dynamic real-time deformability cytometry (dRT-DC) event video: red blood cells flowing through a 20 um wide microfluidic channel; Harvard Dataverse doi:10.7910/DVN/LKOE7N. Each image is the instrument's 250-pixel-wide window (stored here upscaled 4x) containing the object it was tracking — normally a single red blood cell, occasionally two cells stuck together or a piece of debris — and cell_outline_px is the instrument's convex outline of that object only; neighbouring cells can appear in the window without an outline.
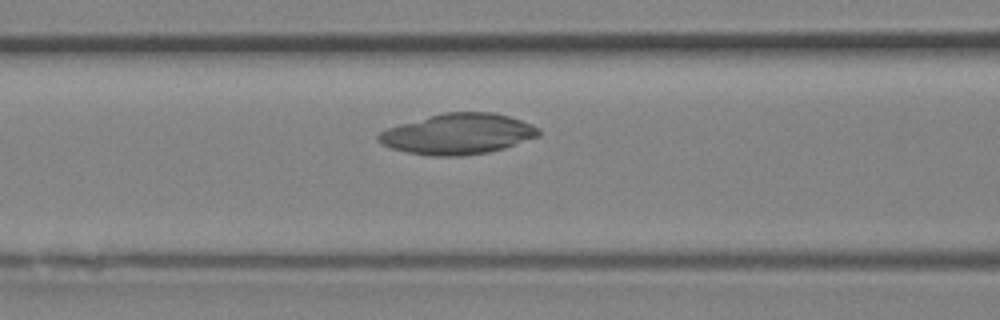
{"species": "Egyptian fruit bat (a non-hibernating species)", "species_latin": "Rousettus aegyptiacus", "temperature_condition": "room temperature", "stored_images_in_passage": 32, "camera_frame_rate_fps": 3000, "um_per_image_px": 0.085, "animal": {"sex": "female"}, "frame": {"image": 1, "passage_image": 13, "time_ms": 4.0, "image_size_px": [1000, 320], "cell_outline_px": [[540, 136], [504, 148], [488, 152], [464, 156], [432, 156], [408, 152], [392, 148], [376, 140], [376, 136], [380, 132], [388, 128], [400, 124], [428, 116], [444, 112], [496, 112], [532, 124], [540, 128]], "centroid_in_image_um": [38.95, 11.38], "position_along_channel_um": 127.6, "area_um2": 37.92}}
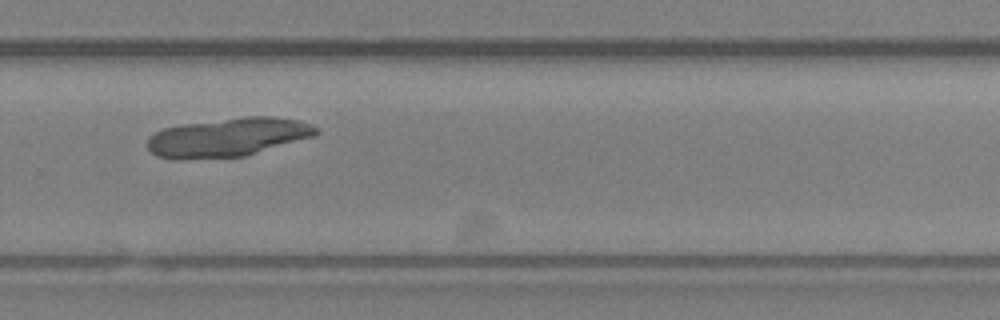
{"frame": {"image": 2, "passage_image": 22, "time_ms": 7.0, "image_size_px": [1000, 320], "cell_outline_px": [[320, 132], [312, 136], [244, 156], [184, 160], [172, 160], [156, 156], [148, 148], [148, 136], [152, 132], [164, 128], [180, 124], [244, 116], [272, 116], [300, 120], [312, 124]], "centroid_in_image_um": [19.3, 11.66], "position_along_channel_um": 310.5, "area_um2": 38.38}}
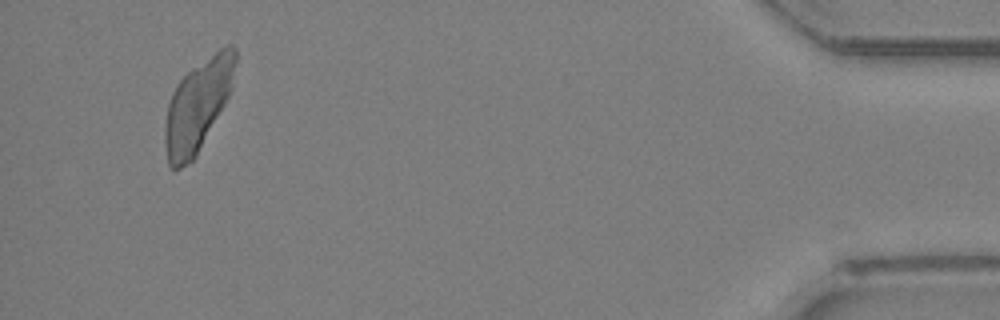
{"frame": {"image": 3, "passage_image": 31, "time_ms": 10.0, "image_size_px": [1000, 320], "cell_outline_px": [[236, 60], [232, 88], [224, 104], [196, 156], [192, 160], [180, 168], [172, 168], [168, 164], [164, 140], [164, 124], [168, 104], [172, 92], [176, 84], [192, 68], [220, 48], [228, 44], [232, 44], [236, 48]], "centroid_in_image_um": [16.8, 8.94], "position_along_channel_um": 418.4, "area_um2": 37.22}}